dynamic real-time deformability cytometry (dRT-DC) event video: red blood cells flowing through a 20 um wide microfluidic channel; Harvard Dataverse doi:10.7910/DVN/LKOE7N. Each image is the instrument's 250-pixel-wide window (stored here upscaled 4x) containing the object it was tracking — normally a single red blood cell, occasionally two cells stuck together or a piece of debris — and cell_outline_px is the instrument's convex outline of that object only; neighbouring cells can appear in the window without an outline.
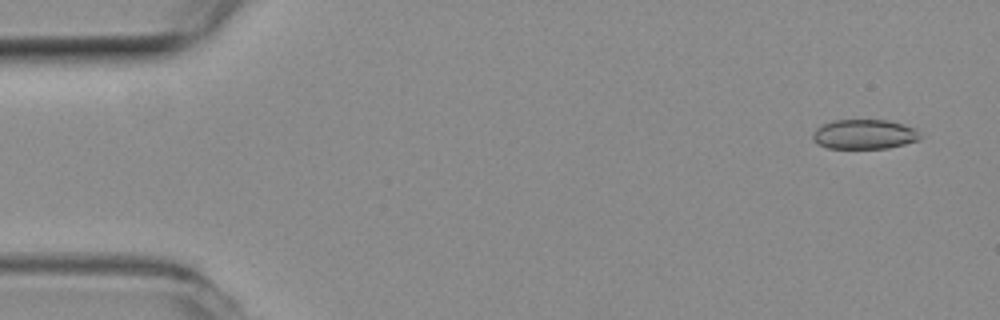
{"species": "common noctule bat (a hibernating species)", "species_latin": "Nyctalus noctula", "temperature_condition": "room temperature", "stored_images_in_passage": 57, "camera_frame_rate_fps": 3000, "um_per_image_px": 0.085, "animal": {"sex": "female", "body_mass_g": 19.3, "forearm_length_mm": 54.1}, "frame": {"image": 1, "passage_image": 3, "time_ms": 0.667, "image_size_px": [1000, 320], "cell_outline_px": [[920, 140], [888, 148], [828, 148], [816, 144], [812, 136], [812, 132], [816, 128], [832, 120], [888, 120], [904, 124], [916, 128], [920, 136]], "centroid_in_image_um": [73.46, 11.41], "position_along_channel_um": 11.5, "area_um2": 18.67}}
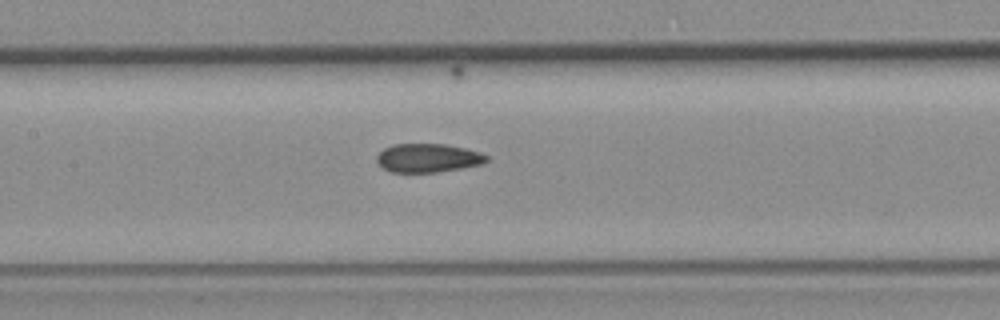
{"frame": {"image": 2, "passage_image": 26, "time_ms": 8.333, "image_size_px": [1000, 320], "cell_outline_px": [[488, 160], [484, 164], [436, 172], [392, 172], [384, 168], [376, 160], [376, 156], [384, 148], [392, 144], [444, 144], [464, 148], [480, 152], [488, 156]], "centroid_in_image_um": [36.38, 13.42], "position_along_channel_um": 171.0, "area_um2": 18.26}}
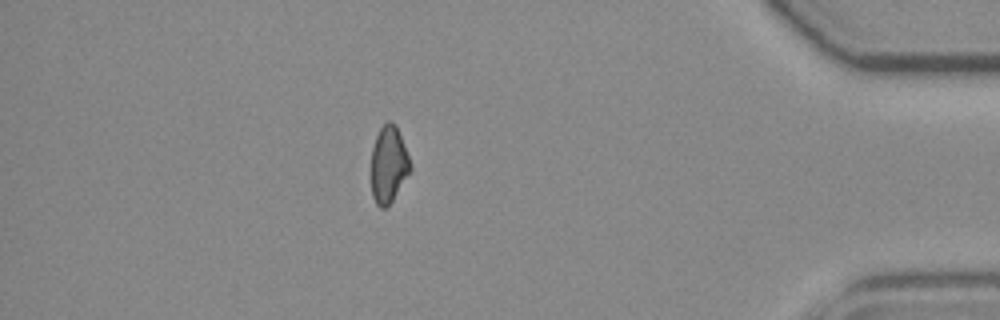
{"frame": {"image": 3, "passage_image": 49, "time_ms": 16.0, "image_size_px": [1000, 320], "cell_outline_px": [[412, 168], [392, 200], [384, 208], [380, 208], [376, 204], [372, 196], [372, 148], [376, 136], [380, 128], [388, 120], [392, 120], [396, 124], [408, 156]], "centroid_in_image_um": [33.02, 13.95], "position_along_channel_um": 402.2, "area_um2": 17.22}, "authors_computed_cell_mechanics": {"area_um2": 18.9006, "velocity_mm_per_s": 3.6371, "shape_relaxation_time_tau1_ms": null, "shape_relaxation_time_tau2_ms": 3.2608, "deformation_change_tau1": null, "deformation_change_tau2": 0.0907}}